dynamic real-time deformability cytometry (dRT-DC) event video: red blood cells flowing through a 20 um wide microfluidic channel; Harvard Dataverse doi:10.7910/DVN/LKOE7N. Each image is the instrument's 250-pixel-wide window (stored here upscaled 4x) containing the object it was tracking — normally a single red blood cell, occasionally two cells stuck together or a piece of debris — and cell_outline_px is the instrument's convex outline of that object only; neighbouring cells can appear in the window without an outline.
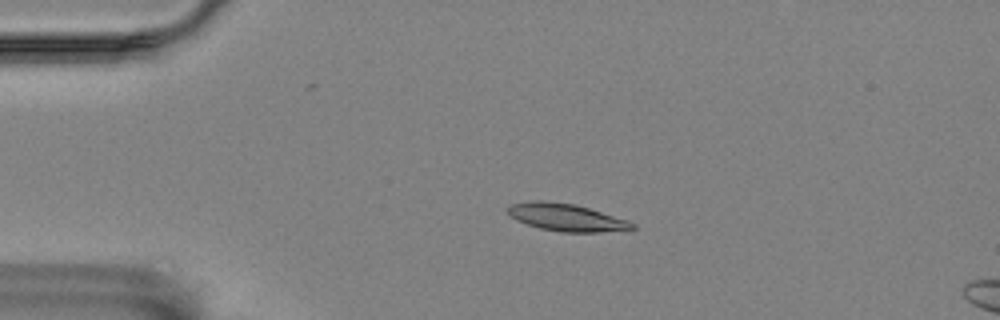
{"species": "Egyptian fruit bat (a non-hibernating species)", "species_latin": "Rousettus aegyptiacus", "temperature_condition": "room temperature", "stored_images_in_passage": 6, "camera_frame_rate_fps": 3000, "um_per_image_px": 0.085, "animal": {"sex": "female"}, "frame": {"image": 1, "passage_image": 1, "time_ms": 0.0, "image_size_px": [1000, 320], "cell_outline_px": [[636, 228], [600, 232], [560, 232], [540, 228], [516, 220], [504, 208], [508, 204], [536, 200], [540, 200], [576, 204], [628, 220], [636, 224]], "centroid_in_image_um": [48.11, 18.47], "position_along_channel_um": 36.9, "area_um2": 19.88}}